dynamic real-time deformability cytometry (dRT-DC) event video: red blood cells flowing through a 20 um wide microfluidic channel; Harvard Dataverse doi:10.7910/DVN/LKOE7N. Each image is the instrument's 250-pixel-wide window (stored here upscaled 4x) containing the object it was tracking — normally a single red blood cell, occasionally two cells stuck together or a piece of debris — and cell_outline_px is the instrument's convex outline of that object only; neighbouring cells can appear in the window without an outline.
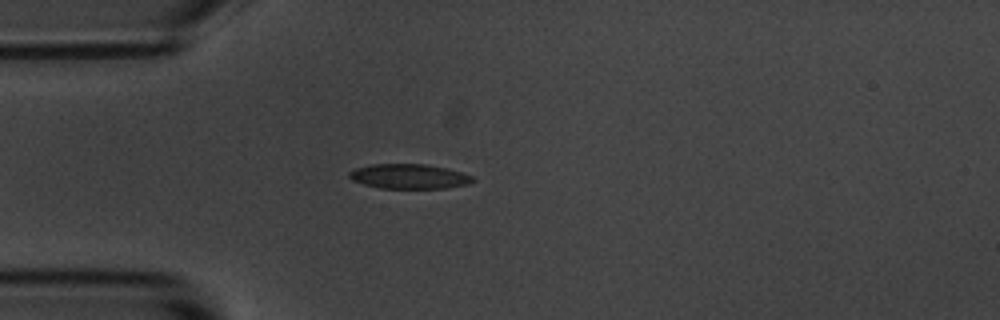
{"species": "common noctule bat (a hibernating species)", "species_latin": "Nyctalus noctula", "temperature_condition": "room temperature", "stored_images_in_passage": 2, "camera_frame_rate_fps": 3000, "um_per_image_px": 0.085, "animal": {"sex": "male", "body_mass_g": 20.1, "forearm_length_mm": 53.5}, "frame": {"image": 1, "passage_image": 1, "time_ms": 0.0, "image_size_px": [1000, 320], "cell_outline_px": [[476, 180], [468, 184], [444, 188], [380, 188], [364, 184], [352, 180], [348, 176], [348, 172], [356, 168], [372, 164], [424, 164], [448, 168], [472, 176]], "centroid_in_image_um": [34.77, 14.99], "position_along_channel_um": 50.2, "area_um2": 17.74}}